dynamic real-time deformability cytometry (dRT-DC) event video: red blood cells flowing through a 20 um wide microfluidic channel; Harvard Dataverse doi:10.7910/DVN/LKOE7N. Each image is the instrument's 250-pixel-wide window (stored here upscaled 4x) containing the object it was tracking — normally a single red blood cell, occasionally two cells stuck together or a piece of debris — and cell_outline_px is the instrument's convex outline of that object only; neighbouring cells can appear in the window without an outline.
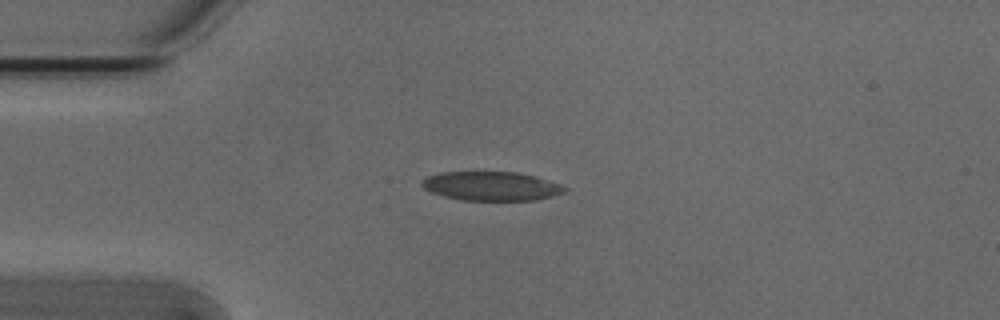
{"species": "Egyptian fruit bat (a non-hibernating species)", "species_latin": "Rousettus aegyptiacus", "temperature_condition": "cold", "stored_images_in_passage": 3, "camera_frame_rate_fps": 3000, "um_per_image_px": 0.085, "animal": {"sex": "male"}, "frame": {"image": 1, "passage_image": 2, "time_ms": 0.333, "image_size_px": [1000, 320], "cell_outline_px": [[568, 188], [564, 192], [552, 196], [536, 200], [460, 200], [444, 196], [432, 192], [424, 188], [420, 184], [420, 180], [428, 176], [440, 172], [516, 172], [536, 176], [560, 184]], "centroid_in_image_um": [41.75, 15.81], "position_along_channel_um": 43.3, "area_um2": 24.16}}